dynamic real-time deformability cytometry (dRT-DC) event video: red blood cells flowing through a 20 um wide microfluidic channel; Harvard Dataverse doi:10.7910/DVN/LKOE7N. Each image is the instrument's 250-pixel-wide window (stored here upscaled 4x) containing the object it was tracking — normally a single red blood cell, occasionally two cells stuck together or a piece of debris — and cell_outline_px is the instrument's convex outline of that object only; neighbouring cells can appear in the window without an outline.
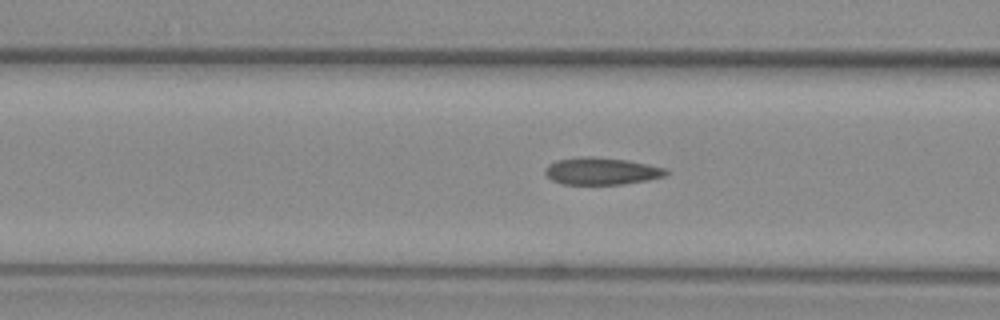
{"species": "common noctule bat (a hibernating species)", "species_latin": "Nyctalus noctula", "temperature_condition": "warm", "stored_images_in_passage": 10, "camera_frame_rate_fps": 3000, "um_per_image_px": 0.085, "animal": {"sex": "female", "body_mass_g": 29.2, "forearm_length_mm": 56.3}, "frame": {"image": 1, "passage_image": 4, "time_ms": 1.0, "image_size_px": [1000, 320], "cell_outline_px": [[672, 172], [664, 176], [648, 180], [624, 184], [564, 184], [552, 180], [544, 172], [544, 168], [548, 164], [556, 160], [580, 156], [592, 156], [628, 160], [668, 168]], "centroid_in_image_um": [51.16, 14.53], "position_along_channel_um": 115.4, "area_um2": 19.42}}
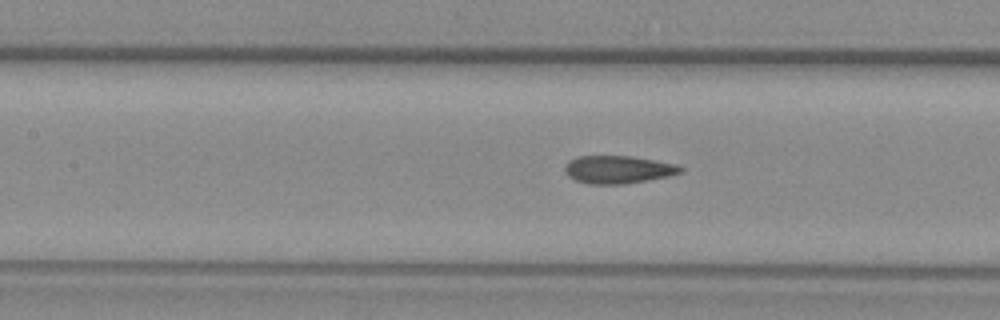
{"frame": {"image": 2, "passage_image": 7, "time_ms": 2.0, "image_size_px": [1000, 320], "cell_outline_px": [[684, 172], [668, 176], [624, 184], [588, 184], [576, 180], [568, 176], [564, 172], [564, 164], [568, 160], [576, 156], [632, 156], [656, 160], [676, 164], [684, 168]], "centroid_in_image_um": [52.51, 14.4], "position_along_channel_um": 154.9, "area_um2": 18.96}}